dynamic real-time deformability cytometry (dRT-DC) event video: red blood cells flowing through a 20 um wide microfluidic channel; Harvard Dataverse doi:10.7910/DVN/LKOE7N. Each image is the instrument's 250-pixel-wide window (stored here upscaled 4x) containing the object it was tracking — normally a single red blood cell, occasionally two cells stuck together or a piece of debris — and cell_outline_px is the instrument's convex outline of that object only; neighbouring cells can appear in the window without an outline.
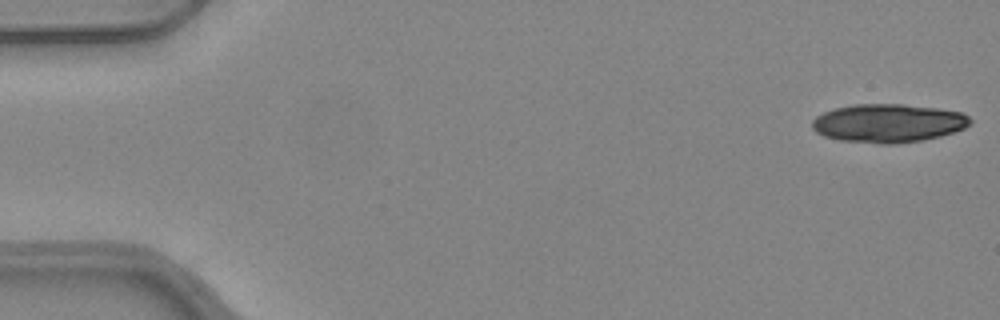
{"species": "common noctule bat (a hibernating species)", "species_latin": "Nyctalus noctula", "temperature_condition": "warm", "stored_images_in_passage": 51, "camera_frame_rate_fps": 3000, "um_per_image_px": 0.085, "animal": {"sex": "female", "body_mass_g": 24.6, "forearm_length_mm": 56.2}, "frame": {"image": 1, "passage_image": 1, "time_ms": 0.0, "image_size_px": [1000, 320], "cell_outline_px": [[972, 124], [956, 132], [924, 140], [892, 144], [880, 144], [840, 140], [824, 136], [816, 132], [812, 128], [812, 120], [816, 116], [824, 112], [836, 108], [852, 104], [904, 104], [936, 108], [964, 112], [972, 120]], "centroid_in_image_um": [75.53, 10.47], "position_along_channel_um": 9.5, "area_um2": 35.72}}
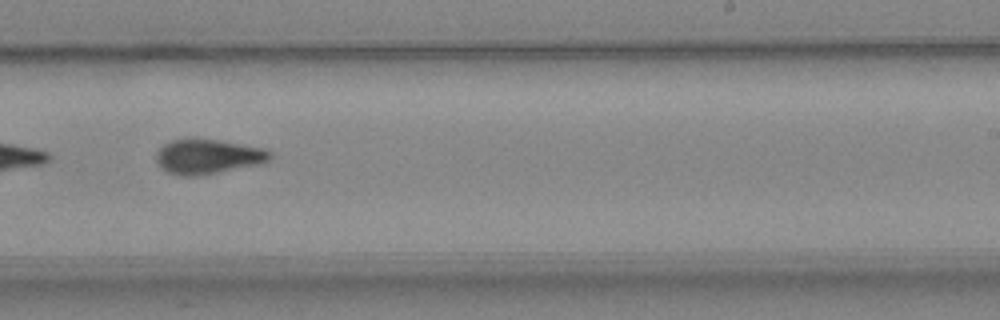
{"frame": {"image": 2, "passage_image": 32, "time_ms": 10.333, "image_size_px": [1000, 320], "cell_outline_px": [[272, 156], [268, 160], [256, 164], [200, 176], [180, 176], [168, 172], [160, 168], [156, 164], [156, 152], [164, 144], [172, 140], [220, 140], [260, 148], [272, 152]], "centroid_in_image_um": [17.6, 13.33], "position_along_channel_um": 271.4, "area_um2": 22.6}}
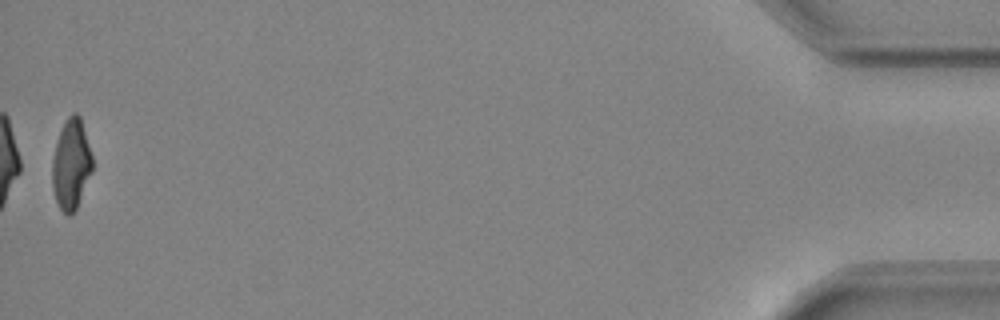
{"frame": {"image": 3, "passage_image": 51, "time_ms": 16.667, "image_size_px": [1000, 320], "cell_outline_px": [[92, 172], [76, 208], [68, 216], [60, 208], [56, 200], [52, 188], [52, 160], [56, 144], [60, 132], [68, 116], [72, 112], [76, 112], [80, 116], [92, 156]], "centroid_in_image_um": [6.05, 13.96], "position_along_channel_um": 429.2, "area_um2": 20.81}, "authors_computed_cell_mechanics": {"area_um2": 23.0622, "velocity_mm_per_s": 4.026, "shape_relaxation_time_tau1_ms": 6.6355, "shape_relaxation_time_tau2_ms": 2.8543, "deformation_change_tau1": 0.2012, "deformation_change_tau2": 0.0937}}